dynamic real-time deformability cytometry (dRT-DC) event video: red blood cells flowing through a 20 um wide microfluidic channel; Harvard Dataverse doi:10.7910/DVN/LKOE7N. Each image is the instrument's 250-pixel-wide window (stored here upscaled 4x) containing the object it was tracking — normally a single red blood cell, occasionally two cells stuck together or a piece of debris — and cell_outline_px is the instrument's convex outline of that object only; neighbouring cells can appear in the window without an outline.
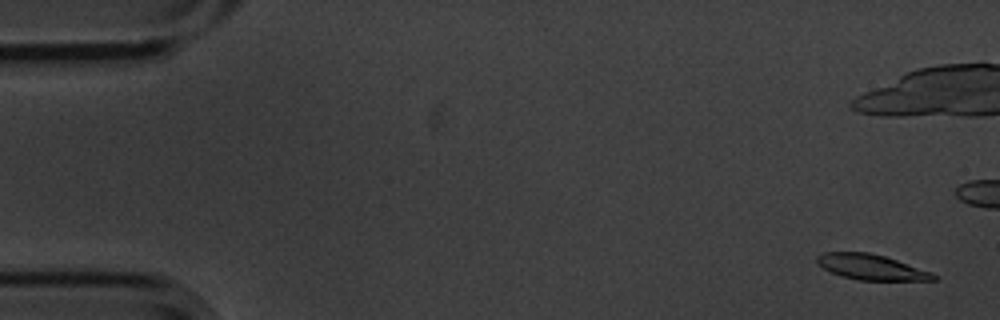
{"species": "common noctule bat (a hibernating species)", "species_latin": "Nyctalus noctula", "temperature_condition": "cold", "stored_images_in_passage": 7, "camera_frame_rate_fps": 3000, "um_per_image_px": 0.085, "animal": {"sex": "male", "body_mass_g": 20.1, "forearm_length_mm": 53.5}, "frame": {"image": 1, "passage_image": 1, "time_ms": 0.0, "image_size_px": [1000, 320], "cell_outline_px": [[940, 280], [860, 280], [840, 276], [824, 268], [816, 260], [816, 256], [824, 252], [868, 252], [884, 256], [932, 272], [940, 276]], "centroid_in_image_um": [74.1, 22.71], "position_along_channel_um": 10.9, "area_um2": 17.17}}